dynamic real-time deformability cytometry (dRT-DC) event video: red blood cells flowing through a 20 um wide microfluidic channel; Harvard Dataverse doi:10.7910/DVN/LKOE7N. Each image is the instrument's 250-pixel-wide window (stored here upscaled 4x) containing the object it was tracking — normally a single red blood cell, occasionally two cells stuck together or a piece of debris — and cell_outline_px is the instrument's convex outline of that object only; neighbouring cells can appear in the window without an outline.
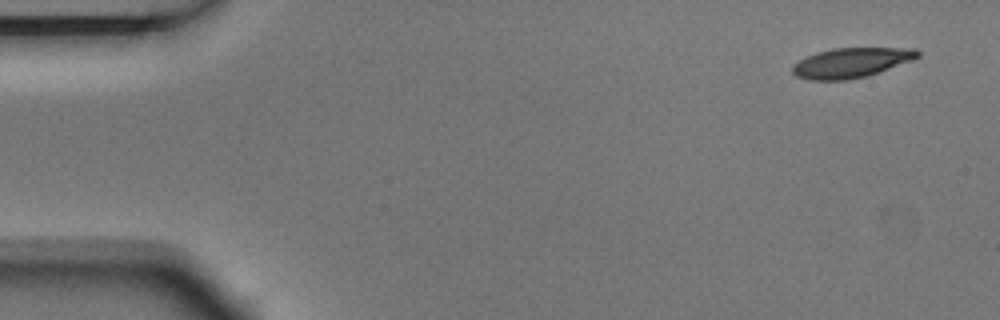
{"species": "Egyptian fruit bat (a non-hibernating species)", "species_latin": "Rousettus aegyptiacus", "temperature_condition": "room temperature", "stored_images_in_passage": 7, "camera_frame_rate_fps": 3000, "um_per_image_px": 0.085, "animal": {"sex": "male"}, "frame": {"image": 1, "passage_image": 1, "time_ms": 0.0, "image_size_px": [1000, 320], "cell_outline_px": [[920, 56], [912, 60], [868, 76], [848, 80], [808, 80], [796, 76], [792, 72], [792, 64], [816, 52], [832, 48], [916, 48], [920, 52]], "centroid_in_image_um": [72.34, 5.33], "position_along_channel_um": 12.7, "area_um2": 21.85}}
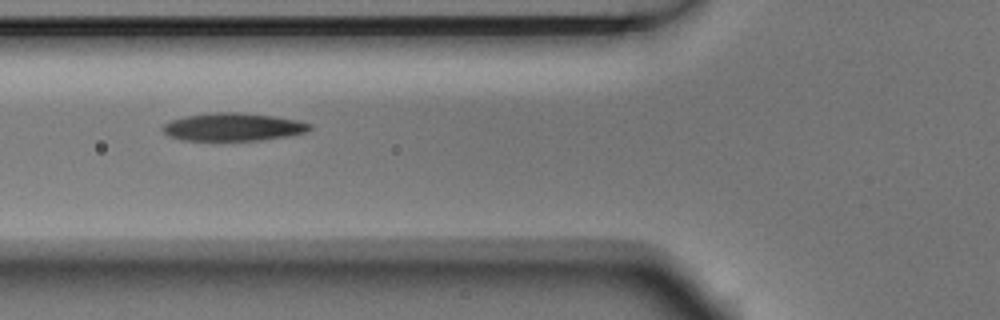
{"frame": {"image": 2, "passage_image": 6, "time_ms": 1.667, "image_size_px": [1000, 320], "cell_outline_px": [[312, 128], [308, 132], [288, 136], [260, 140], [184, 140], [168, 136], [160, 128], [164, 124], [172, 120], [184, 116], [216, 112], [240, 112], [276, 116], [300, 120], [312, 124]], "centroid_in_image_um": [19.86, 10.78], "position_along_channel_um": 105.9, "area_um2": 24.1}}
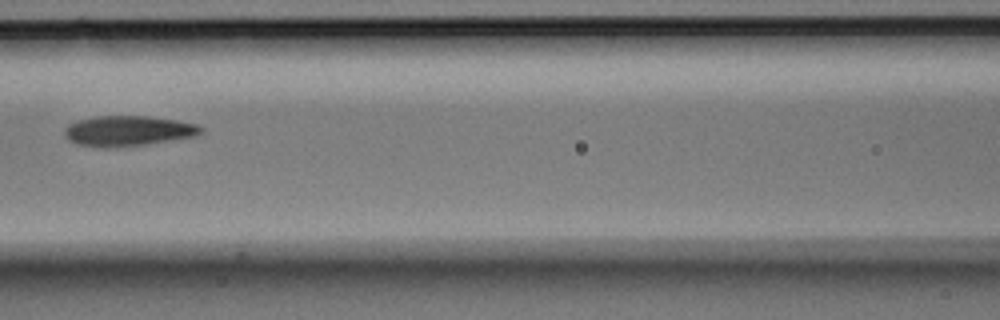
{"frame": {"image": 3, "passage_image": 7, "time_ms": 2.0, "image_size_px": [1000, 320], "cell_outline_px": [[204, 132], [196, 136], [172, 140], [116, 148], [104, 148], [76, 144], [68, 140], [64, 136], [64, 128], [68, 124], [80, 120], [96, 116], [148, 116], [176, 120], [200, 124], [204, 128]], "centroid_in_image_um": [10.9, 11.13], "position_along_channel_um": 155.7, "area_um2": 24.39}}